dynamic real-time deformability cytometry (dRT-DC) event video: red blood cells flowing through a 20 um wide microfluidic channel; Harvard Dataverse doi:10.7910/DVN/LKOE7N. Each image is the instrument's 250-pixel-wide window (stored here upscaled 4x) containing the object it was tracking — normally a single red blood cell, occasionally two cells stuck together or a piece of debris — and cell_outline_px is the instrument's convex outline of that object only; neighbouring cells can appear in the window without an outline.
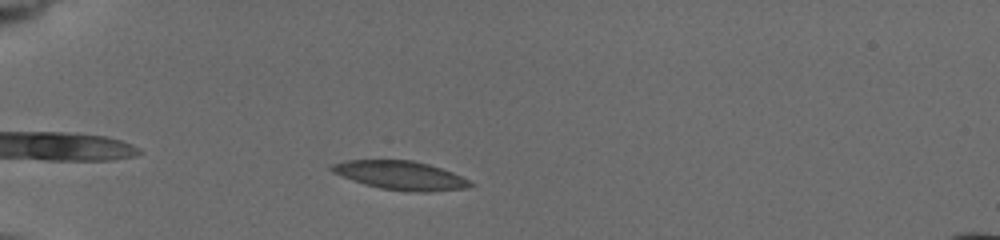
{"species": "common noctule bat (a hibernating species)", "species_latin": "Nyctalus noctula", "temperature_condition": "cold", "stored_images_in_passage": 42, "camera_frame_rate_fps": 3000, "um_per_image_px": 0.085, "animal": {"sex": "female", "body_mass_g": 19.5, "forearm_length_mm": 54.1}, "frame": {"image": 1, "passage_image": 7, "time_ms": 2.0, "image_size_px": [1000, 240], "cell_outline_px": [[476, 184], [468, 188], [428, 192], [408, 192], [380, 188], [364, 184], [332, 172], [328, 168], [332, 164], [344, 160], [412, 160], [428, 164], [452, 172]], "centroid_in_image_um": [34.04, 14.91], "position_along_channel_um": 51.0, "area_um2": 23.24}}
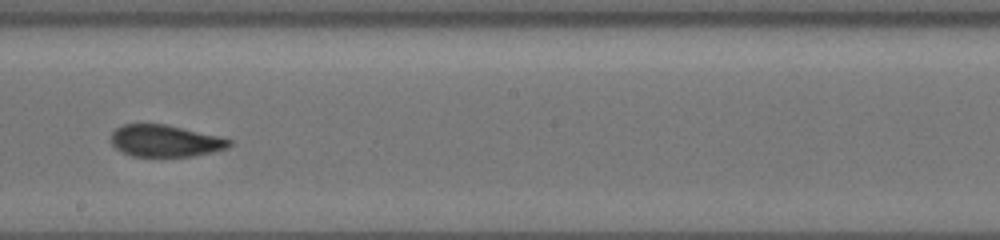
{"frame": {"image": 2, "passage_image": 24, "time_ms": 7.667, "image_size_px": [1000, 240], "cell_outline_px": [[232, 144], [228, 148], [212, 152], [192, 156], [132, 156], [116, 148], [112, 144], [112, 132], [116, 128], [124, 124], [168, 124], [232, 140]], "centroid_in_image_um": [14.05, 11.97], "position_along_channel_um": 234.2, "area_um2": 21.73}}
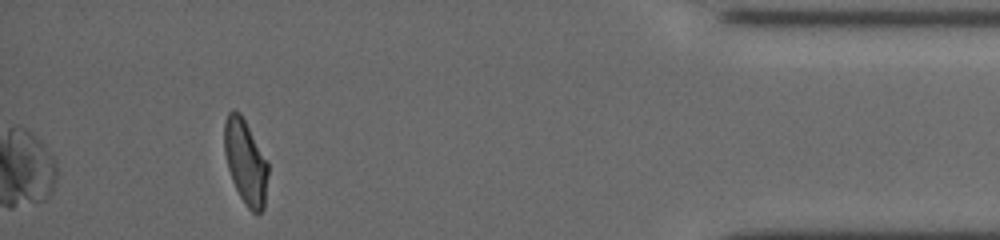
{"frame": {"image": 3, "passage_image": 42, "time_ms": 13.667, "image_size_px": [1000, 240], "cell_outline_px": [[268, 172], [264, 208], [256, 216], [244, 204], [232, 180], [228, 168], [224, 152], [224, 120], [228, 112], [232, 108], [236, 108], [240, 112], [268, 160]], "centroid_in_image_um": [20.87, 13.73], "position_along_channel_um": 414.3, "area_um2": 21.91}, "authors_computed_cell_mechanics": {"area_um2": 22.8599, "velocity_mm_per_s": 3.758, "shape_relaxation_time_tau1_ms": 7.6311, "shape_relaxation_time_tau2_ms": 2.6151, "deformation_change_tau1": 0.2053, "deformation_change_tau2": 0.0929}}